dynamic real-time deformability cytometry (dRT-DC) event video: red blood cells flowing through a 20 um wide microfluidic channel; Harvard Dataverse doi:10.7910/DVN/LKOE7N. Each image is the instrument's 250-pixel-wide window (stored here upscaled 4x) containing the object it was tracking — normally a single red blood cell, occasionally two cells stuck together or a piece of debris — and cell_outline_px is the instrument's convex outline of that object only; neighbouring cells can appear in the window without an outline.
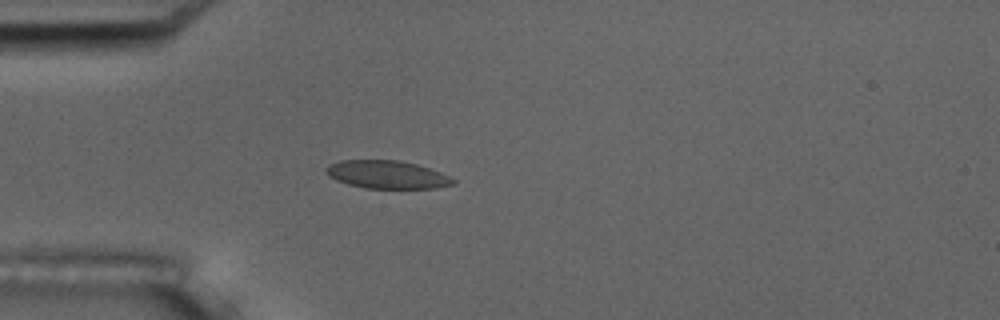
{"species": "common noctule bat (a hibernating species)", "species_latin": "Nyctalus noctula", "temperature_condition": "room temperature", "stored_images_in_passage": 46, "camera_frame_rate_fps": 3000, "um_per_image_px": 0.085, "animal": {"sex": "male", "body_mass_g": 17.5, "forearm_length_mm": 52.3}, "frame": {"image": 1, "passage_image": 14, "time_ms": 4.333, "image_size_px": [1000, 320], "cell_outline_px": [[456, 184], [436, 188], [364, 188], [348, 184], [336, 180], [328, 176], [324, 168], [328, 164], [340, 160], [400, 160], [416, 164], [440, 172], [456, 180]], "centroid_in_image_um": [32.87, 14.84], "position_along_channel_um": 52.1, "area_um2": 20.81}, "authors_computed_cell_mechanics": {"area_um2": 20.4901, "velocity_mm_per_s": 3.7299, "shape_relaxation_time_tau1_ms": 7.6339, "shape_relaxation_time_tau2_ms": null, "deformation_change_tau1": 0.1527, "deformation_change_tau2": null}}